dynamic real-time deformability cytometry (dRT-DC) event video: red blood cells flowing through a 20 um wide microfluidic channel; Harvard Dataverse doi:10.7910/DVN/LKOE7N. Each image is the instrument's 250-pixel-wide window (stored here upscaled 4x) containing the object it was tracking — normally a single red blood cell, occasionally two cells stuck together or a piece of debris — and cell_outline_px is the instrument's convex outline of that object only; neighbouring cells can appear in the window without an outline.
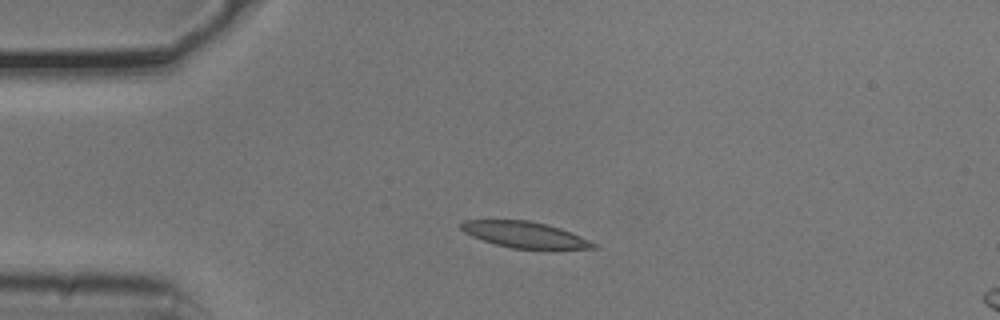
{"species": "common noctule bat (a hibernating species)", "species_latin": "Nyctalus noctula", "temperature_condition": "cold", "stored_images_in_passage": 5, "camera_frame_rate_fps": 3000, "um_per_image_px": 0.085, "animal": {"sex": "male", "body_mass_g": 20.5, "forearm_length_mm": 52.5}, "frame": {"image": 1, "passage_image": 1, "time_ms": 0.0, "image_size_px": [1000, 320], "cell_outline_px": [[600, 248], [512, 248], [496, 244], [472, 236], [464, 232], [460, 228], [460, 224], [464, 220], [528, 220], [560, 228], [572, 232], [596, 244]], "centroid_in_image_um": [44.57, 19.93], "position_along_channel_um": 40.4, "area_um2": 19.65}}